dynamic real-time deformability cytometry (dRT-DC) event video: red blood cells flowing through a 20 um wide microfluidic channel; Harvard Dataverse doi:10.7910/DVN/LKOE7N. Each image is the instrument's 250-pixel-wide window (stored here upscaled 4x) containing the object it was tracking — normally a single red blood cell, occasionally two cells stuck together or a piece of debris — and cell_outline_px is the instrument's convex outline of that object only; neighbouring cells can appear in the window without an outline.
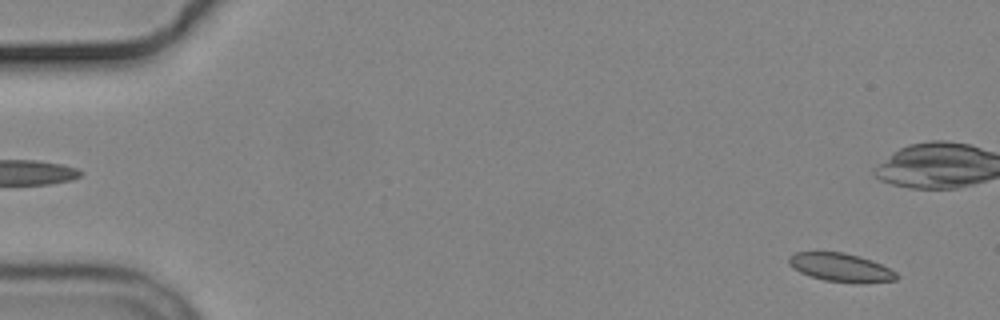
{"species": "common noctule bat (a hibernating species)", "species_latin": "Nyctalus noctula", "temperature_condition": "cold", "stored_images_in_passage": 6, "camera_frame_rate_fps": 3000, "um_per_image_px": 0.085, "animal": {"sex": "male", "body_mass_g": 19.2, "forearm_length_mm": 51.8}, "frame": {"image": 1, "passage_image": 3, "time_ms": 0.667, "image_size_px": [1000, 320], "cell_outline_px": [[900, 276], [896, 280], [856, 284], [824, 280], [800, 272], [792, 268], [788, 264], [788, 256], [796, 252], [844, 252], [880, 264], [896, 272]], "centroid_in_image_um": [71.45, 22.75], "position_along_channel_um": 13.6, "area_um2": 17.8}}